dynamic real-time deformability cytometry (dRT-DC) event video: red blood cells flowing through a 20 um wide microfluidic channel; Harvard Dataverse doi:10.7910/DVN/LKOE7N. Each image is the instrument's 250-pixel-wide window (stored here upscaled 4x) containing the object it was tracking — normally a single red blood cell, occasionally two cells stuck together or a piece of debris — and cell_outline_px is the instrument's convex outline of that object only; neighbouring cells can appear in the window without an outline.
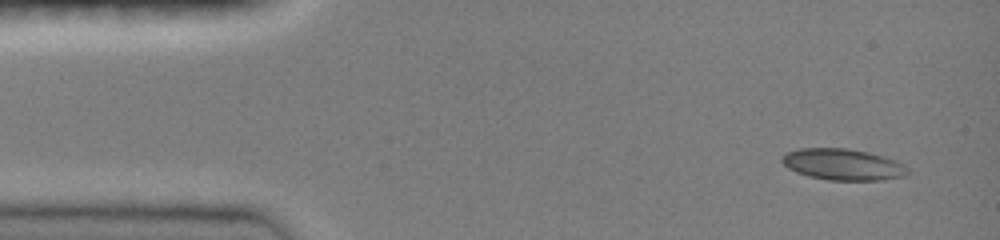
{"species": "common noctule bat (a hibernating species)", "species_latin": "Nyctalus noctula", "temperature_condition": "room temperature", "stored_images_in_passage": 9, "camera_frame_rate_fps": 3000, "um_per_image_px": 0.085, "animal": {"sex": "female", "body_mass_g": 19.0, "forearm_length_mm": 51.5}, "frame": {"image": 1, "passage_image": 1, "time_ms": 0.0, "image_size_px": [1000, 240], "cell_outline_px": [[908, 176], [880, 180], [828, 180], [808, 176], [796, 172], [788, 168], [780, 160], [780, 156], [784, 152], [800, 148], [848, 148], [868, 152], [884, 156], [896, 160], [904, 164], [908, 172]], "centroid_in_image_um": [71.62, 13.97], "position_along_channel_um": 13.4, "area_um2": 23.24}}
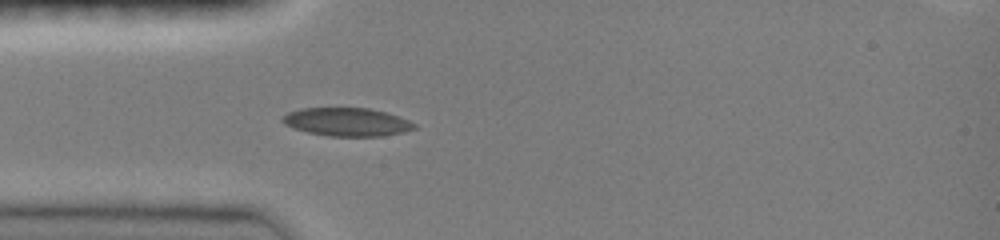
{"frame": {"image": 2, "passage_image": 7, "time_ms": 3.333, "image_size_px": [1000, 240], "cell_outline_px": [[416, 128], [404, 132], [380, 136], [328, 136], [308, 132], [284, 124], [280, 120], [280, 116], [288, 112], [300, 108], [368, 108], [384, 112], [408, 120], [416, 124]], "centroid_in_image_um": [29.45, 10.36], "position_along_channel_um": 55.6, "area_um2": 21.62}}